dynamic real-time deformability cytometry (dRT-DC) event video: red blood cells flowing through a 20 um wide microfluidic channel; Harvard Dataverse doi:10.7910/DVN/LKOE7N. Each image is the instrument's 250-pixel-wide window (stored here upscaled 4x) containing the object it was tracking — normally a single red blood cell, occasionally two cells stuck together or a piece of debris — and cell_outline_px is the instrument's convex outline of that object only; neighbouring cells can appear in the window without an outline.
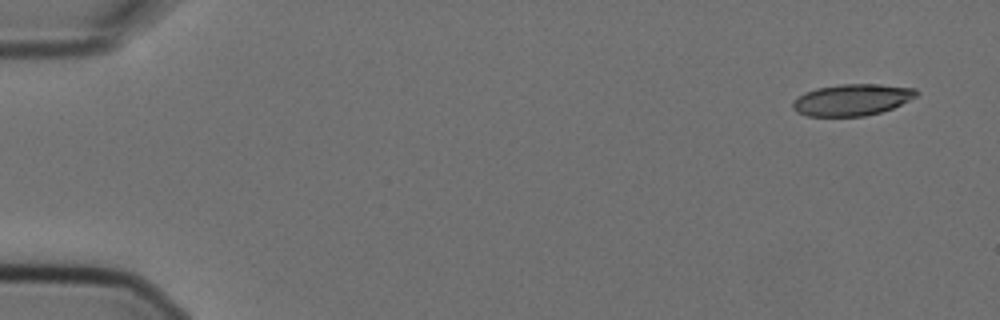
{"species": "Egyptian fruit bat (a non-hibernating species)", "species_latin": "Rousettus aegyptiacus", "temperature_condition": "cold", "stored_images_in_passage": 5, "camera_frame_rate_fps": 3000, "um_per_image_px": 0.085, "animal": {"sex": "female"}, "frame": {"image": 1, "passage_image": 1, "time_ms": 0.0, "image_size_px": [1000, 320], "cell_outline_px": [[920, 92], [916, 96], [892, 108], [880, 112], [864, 116], [808, 116], [796, 112], [792, 108], [792, 104], [804, 92], [816, 88], [840, 84], [880, 84], [916, 88]], "centroid_in_image_um": [72.43, 8.47], "position_along_channel_um": 12.6, "area_um2": 22.66}}
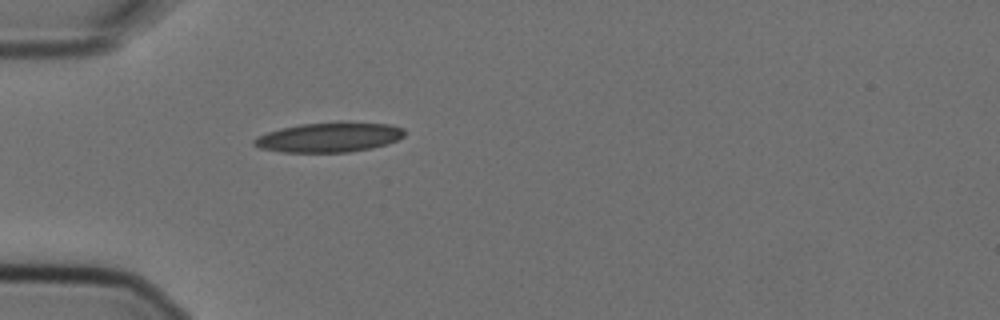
{"frame": {"image": 2, "passage_image": 5, "time_ms": 1.333, "image_size_px": [1000, 320], "cell_outline_px": [[404, 136], [388, 144], [372, 148], [348, 152], [284, 152], [260, 148], [252, 144], [252, 140], [256, 136], [280, 128], [300, 124], [344, 120], [388, 124], [404, 128]], "centroid_in_image_um": [27.99, 11.64], "position_along_channel_um": 57.0, "area_um2": 26.59}}